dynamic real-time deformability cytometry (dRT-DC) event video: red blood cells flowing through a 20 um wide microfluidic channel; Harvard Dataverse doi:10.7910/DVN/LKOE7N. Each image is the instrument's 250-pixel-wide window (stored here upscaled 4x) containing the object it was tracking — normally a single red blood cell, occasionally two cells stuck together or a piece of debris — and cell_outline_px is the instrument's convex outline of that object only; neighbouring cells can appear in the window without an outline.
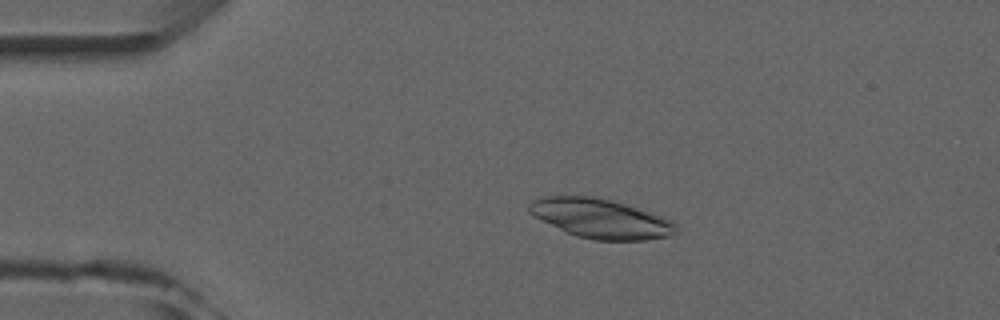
{"species": "common noctule bat (a hibernating species)", "species_latin": "Nyctalus noctula", "temperature_condition": "room temperature", "stored_images_in_passage": 3, "camera_frame_rate_fps": 3000, "um_per_image_px": 0.085, "animal": {"sex": "male", "forearm_length_mm": 52.5}, "frame": {"image": 1, "passage_image": 2, "time_ms": 1.333, "image_size_px": [1000, 320], "cell_outline_px": [[676, 228], [668, 236], [644, 240], [596, 240], [576, 236], [532, 216], [528, 212], [528, 204], [532, 200], [540, 196], [592, 196], [612, 200], [664, 216], [672, 220], [676, 224]], "centroid_in_image_um": [51.01, 18.56], "position_along_channel_um": 34.0, "area_um2": 33.64}}